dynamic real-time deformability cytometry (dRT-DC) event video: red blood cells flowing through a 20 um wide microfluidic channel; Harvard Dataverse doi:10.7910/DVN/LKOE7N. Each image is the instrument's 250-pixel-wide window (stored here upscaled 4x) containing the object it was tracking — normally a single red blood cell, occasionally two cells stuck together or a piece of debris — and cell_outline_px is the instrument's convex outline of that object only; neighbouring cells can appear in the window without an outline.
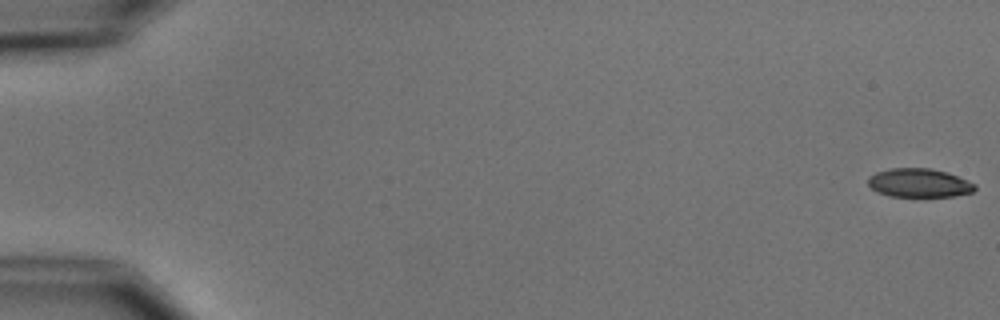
{"species": "common noctule bat (a hibernating species)", "species_latin": "Nyctalus noctula", "temperature_condition": "cold", "stored_images_in_passage": 6, "camera_frame_rate_fps": 3000, "um_per_image_px": 0.085, "animal": {"sex": "male", "body_mass_g": 15.6}, "frame": {"image": 1, "passage_image": 1, "time_ms": 0.0, "image_size_px": [1000, 320], "cell_outline_px": [[976, 188], [972, 192], [956, 196], [888, 196], [876, 192], [868, 184], [868, 176], [876, 172], [888, 168], [932, 168], [948, 172], [976, 184]], "centroid_in_image_um": [78.11, 15.54], "position_along_channel_um": 6.9, "area_um2": 18.03}}
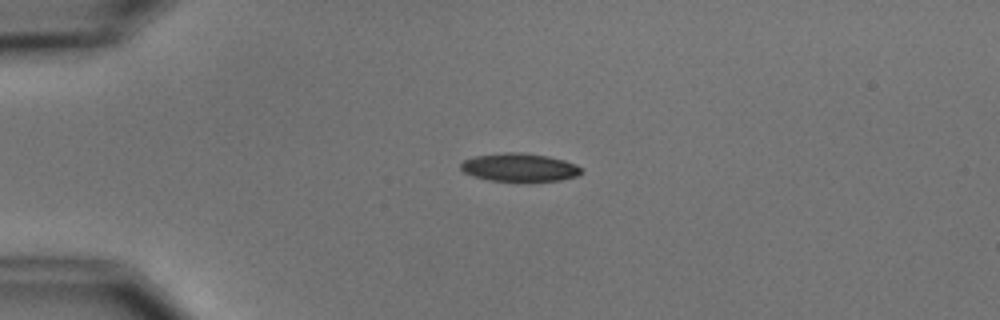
{"frame": {"image": 2, "passage_image": 4, "time_ms": 4.333, "image_size_px": [1000, 320], "cell_outline_px": [[584, 172], [576, 176], [560, 180], [488, 180], [472, 176], [464, 172], [460, 168], [460, 164], [464, 160], [476, 156], [504, 152], [520, 152], [548, 156], [564, 160], [576, 164], [584, 168]], "centroid_in_image_um": [44.17, 14.21], "position_along_channel_um": 40.8, "area_um2": 19.65}}